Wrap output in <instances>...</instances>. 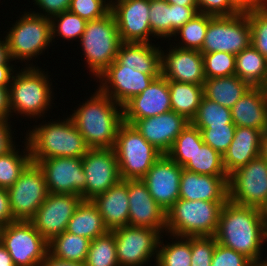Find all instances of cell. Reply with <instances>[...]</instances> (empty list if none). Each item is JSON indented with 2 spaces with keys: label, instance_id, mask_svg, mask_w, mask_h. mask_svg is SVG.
Instances as JSON below:
<instances>
[{
  "label": "cell",
  "instance_id": "cell-1",
  "mask_svg": "<svg viewBox=\"0 0 267 266\" xmlns=\"http://www.w3.org/2000/svg\"><path fill=\"white\" fill-rule=\"evenodd\" d=\"M263 229L259 208L228 200L222 207L214 238L217 243L256 262L264 257Z\"/></svg>",
  "mask_w": 267,
  "mask_h": 266
},
{
  "label": "cell",
  "instance_id": "cell-2",
  "mask_svg": "<svg viewBox=\"0 0 267 266\" xmlns=\"http://www.w3.org/2000/svg\"><path fill=\"white\" fill-rule=\"evenodd\" d=\"M94 91L72 110L69 117L89 149L113 148L119 126L123 123V106L98 88Z\"/></svg>",
  "mask_w": 267,
  "mask_h": 266
},
{
  "label": "cell",
  "instance_id": "cell-3",
  "mask_svg": "<svg viewBox=\"0 0 267 266\" xmlns=\"http://www.w3.org/2000/svg\"><path fill=\"white\" fill-rule=\"evenodd\" d=\"M20 67L8 87L11 118L15 115V117L21 116L20 120L27 117L28 120L30 118V121L35 120L37 123L36 120L47 117V111L53 109L52 106L55 105L53 81L48 71H43L38 65L23 66L21 69Z\"/></svg>",
  "mask_w": 267,
  "mask_h": 266
},
{
  "label": "cell",
  "instance_id": "cell-4",
  "mask_svg": "<svg viewBox=\"0 0 267 266\" xmlns=\"http://www.w3.org/2000/svg\"><path fill=\"white\" fill-rule=\"evenodd\" d=\"M63 119H45L24 132L32 161L54 157L82 158L89 150L83 136L66 115ZM45 120V121H44ZM55 120V121H54Z\"/></svg>",
  "mask_w": 267,
  "mask_h": 266
},
{
  "label": "cell",
  "instance_id": "cell-5",
  "mask_svg": "<svg viewBox=\"0 0 267 266\" xmlns=\"http://www.w3.org/2000/svg\"><path fill=\"white\" fill-rule=\"evenodd\" d=\"M31 10L30 8L29 11H24L15 23L11 24L10 29L4 32L7 33L5 36L11 59L17 62L16 64L20 61L26 62L24 67H36L33 61L54 45L50 18L35 14Z\"/></svg>",
  "mask_w": 267,
  "mask_h": 266
},
{
  "label": "cell",
  "instance_id": "cell-6",
  "mask_svg": "<svg viewBox=\"0 0 267 266\" xmlns=\"http://www.w3.org/2000/svg\"><path fill=\"white\" fill-rule=\"evenodd\" d=\"M226 202L179 198L166 212V234L178 237L214 236Z\"/></svg>",
  "mask_w": 267,
  "mask_h": 266
},
{
  "label": "cell",
  "instance_id": "cell-7",
  "mask_svg": "<svg viewBox=\"0 0 267 266\" xmlns=\"http://www.w3.org/2000/svg\"><path fill=\"white\" fill-rule=\"evenodd\" d=\"M84 56V67L95 79L116 59L121 39L115 17L110 11L102 18L87 21L85 31L78 41ZM93 75V76H92ZM95 76V78H94Z\"/></svg>",
  "mask_w": 267,
  "mask_h": 266
},
{
  "label": "cell",
  "instance_id": "cell-8",
  "mask_svg": "<svg viewBox=\"0 0 267 266\" xmlns=\"http://www.w3.org/2000/svg\"><path fill=\"white\" fill-rule=\"evenodd\" d=\"M113 150L121 180L142 179L162 156L133 125L125 122L119 126Z\"/></svg>",
  "mask_w": 267,
  "mask_h": 266
},
{
  "label": "cell",
  "instance_id": "cell-9",
  "mask_svg": "<svg viewBox=\"0 0 267 266\" xmlns=\"http://www.w3.org/2000/svg\"><path fill=\"white\" fill-rule=\"evenodd\" d=\"M0 242L15 266H40L48 253V241L31 221L16 220L0 227Z\"/></svg>",
  "mask_w": 267,
  "mask_h": 266
},
{
  "label": "cell",
  "instance_id": "cell-10",
  "mask_svg": "<svg viewBox=\"0 0 267 266\" xmlns=\"http://www.w3.org/2000/svg\"><path fill=\"white\" fill-rule=\"evenodd\" d=\"M251 44V26L247 13L215 16L208 24L201 53L238 54Z\"/></svg>",
  "mask_w": 267,
  "mask_h": 266
},
{
  "label": "cell",
  "instance_id": "cell-11",
  "mask_svg": "<svg viewBox=\"0 0 267 266\" xmlns=\"http://www.w3.org/2000/svg\"><path fill=\"white\" fill-rule=\"evenodd\" d=\"M228 200L261 208L267 201V160L261 156L239 167L228 177Z\"/></svg>",
  "mask_w": 267,
  "mask_h": 266
},
{
  "label": "cell",
  "instance_id": "cell-12",
  "mask_svg": "<svg viewBox=\"0 0 267 266\" xmlns=\"http://www.w3.org/2000/svg\"><path fill=\"white\" fill-rule=\"evenodd\" d=\"M112 232L119 266H146L156 261L162 236L159 231L127 225Z\"/></svg>",
  "mask_w": 267,
  "mask_h": 266
},
{
  "label": "cell",
  "instance_id": "cell-13",
  "mask_svg": "<svg viewBox=\"0 0 267 266\" xmlns=\"http://www.w3.org/2000/svg\"><path fill=\"white\" fill-rule=\"evenodd\" d=\"M7 190L13 218L22 221H30L49 194L44 173L34 162L25 168Z\"/></svg>",
  "mask_w": 267,
  "mask_h": 266
},
{
  "label": "cell",
  "instance_id": "cell-14",
  "mask_svg": "<svg viewBox=\"0 0 267 266\" xmlns=\"http://www.w3.org/2000/svg\"><path fill=\"white\" fill-rule=\"evenodd\" d=\"M160 75H148L121 65L116 59L95 79L103 94L123 106ZM98 81V82H97Z\"/></svg>",
  "mask_w": 267,
  "mask_h": 266
},
{
  "label": "cell",
  "instance_id": "cell-15",
  "mask_svg": "<svg viewBox=\"0 0 267 266\" xmlns=\"http://www.w3.org/2000/svg\"><path fill=\"white\" fill-rule=\"evenodd\" d=\"M82 167L86 176L82 201L94 200L121 180L113 148L89 149L82 157Z\"/></svg>",
  "mask_w": 267,
  "mask_h": 266
},
{
  "label": "cell",
  "instance_id": "cell-16",
  "mask_svg": "<svg viewBox=\"0 0 267 266\" xmlns=\"http://www.w3.org/2000/svg\"><path fill=\"white\" fill-rule=\"evenodd\" d=\"M32 162L43 171L50 193L85 196L86 176L82 158L54 157Z\"/></svg>",
  "mask_w": 267,
  "mask_h": 266
},
{
  "label": "cell",
  "instance_id": "cell-17",
  "mask_svg": "<svg viewBox=\"0 0 267 266\" xmlns=\"http://www.w3.org/2000/svg\"><path fill=\"white\" fill-rule=\"evenodd\" d=\"M111 12L115 17L121 42L155 41L149 24L150 0H114Z\"/></svg>",
  "mask_w": 267,
  "mask_h": 266
},
{
  "label": "cell",
  "instance_id": "cell-18",
  "mask_svg": "<svg viewBox=\"0 0 267 266\" xmlns=\"http://www.w3.org/2000/svg\"><path fill=\"white\" fill-rule=\"evenodd\" d=\"M81 201L82 198L79 195L49 192L30 221L49 242L56 235L66 231L68 222Z\"/></svg>",
  "mask_w": 267,
  "mask_h": 266
},
{
  "label": "cell",
  "instance_id": "cell-19",
  "mask_svg": "<svg viewBox=\"0 0 267 266\" xmlns=\"http://www.w3.org/2000/svg\"><path fill=\"white\" fill-rule=\"evenodd\" d=\"M169 44V45H168ZM161 47V75L167 80L204 85L203 56L199 50L183 49L167 43Z\"/></svg>",
  "mask_w": 267,
  "mask_h": 266
},
{
  "label": "cell",
  "instance_id": "cell-20",
  "mask_svg": "<svg viewBox=\"0 0 267 266\" xmlns=\"http://www.w3.org/2000/svg\"><path fill=\"white\" fill-rule=\"evenodd\" d=\"M182 169L166 154H162L141 179L146 184L150 195L166 212L179 199Z\"/></svg>",
  "mask_w": 267,
  "mask_h": 266
},
{
  "label": "cell",
  "instance_id": "cell-21",
  "mask_svg": "<svg viewBox=\"0 0 267 266\" xmlns=\"http://www.w3.org/2000/svg\"><path fill=\"white\" fill-rule=\"evenodd\" d=\"M129 226L155 229L166 234V211L150 195L141 179L128 180Z\"/></svg>",
  "mask_w": 267,
  "mask_h": 266
},
{
  "label": "cell",
  "instance_id": "cell-22",
  "mask_svg": "<svg viewBox=\"0 0 267 266\" xmlns=\"http://www.w3.org/2000/svg\"><path fill=\"white\" fill-rule=\"evenodd\" d=\"M170 110L168 80L160 75L140 94L123 105V122L132 124L135 120L157 116Z\"/></svg>",
  "mask_w": 267,
  "mask_h": 266
},
{
  "label": "cell",
  "instance_id": "cell-23",
  "mask_svg": "<svg viewBox=\"0 0 267 266\" xmlns=\"http://www.w3.org/2000/svg\"><path fill=\"white\" fill-rule=\"evenodd\" d=\"M190 123L182 115L170 110L166 113L135 120L133 125L147 142L153 145L162 154H167L176 137Z\"/></svg>",
  "mask_w": 267,
  "mask_h": 266
},
{
  "label": "cell",
  "instance_id": "cell-24",
  "mask_svg": "<svg viewBox=\"0 0 267 266\" xmlns=\"http://www.w3.org/2000/svg\"><path fill=\"white\" fill-rule=\"evenodd\" d=\"M228 177L198 174L183 168L179 198L189 201H228Z\"/></svg>",
  "mask_w": 267,
  "mask_h": 266
},
{
  "label": "cell",
  "instance_id": "cell-25",
  "mask_svg": "<svg viewBox=\"0 0 267 266\" xmlns=\"http://www.w3.org/2000/svg\"><path fill=\"white\" fill-rule=\"evenodd\" d=\"M236 127L267 129V91L264 87H250L231 108Z\"/></svg>",
  "mask_w": 267,
  "mask_h": 266
},
{
  "label": "cell",
  "instance_id": "cell-26",
  "mask_svg": "<svg viewBox=\"0 0 267 266\" xmlns=\"http://www.w3.org/2000/svg\"><path fill=\"white\" fill-rule=\"evenodd\" d=\"M92 202L97 206L108 231L124 227L129 221L128 180H120Z\"/></svg>",
  "mask_w": 267,
  "mask_h": 266
},
{
  "label": "cell",
  "instance_id": "cell-27",
  "mask_svg": "<svg viewBox=\"0 0 267 266\" xmlns=\"http://www.w3.org/2000/svg\"><path fill=\"white\" fill-rule=\"evenodd\" d=\"M262 134V131L255 128L236 127L234 138L223 155L228 175L260 156Z\"/></svg>",
  "mask_w": 267,
  "mask_h": 266
},
{
  "label": "cell",
  "instance_id": "cell-28",
  "mask_svg": "<svg viewBox=\"0 0 267 266\" xmlns=\"http://www.w3.org/2000/svg\"><path fill=\"white\" fill-rule=\"evenodd\" d=\"M154 43L122 42L116 60L148 75H161V46Z\"/></svg>",
  "mask_w": 267,
  "mask_h": 266
},
{
  "label": "cell",
  "instance_id": "cell-29",
  "mask_svg": "<svg viewBox=\"0 0 267 266\" xmlns=\"http://www.w3.org/2000/svg\"><path fill=\"white\" fill-rule=\"evenodd\" d=\"M67 232L93 240L108 232L99 209L92 201H81L67 225Z\"/></svg>",
  "mask_w": 267,
  "mask_h": 266
},
{
  "label": "cell",
  "instance_id": "cell-30",
  "mask_svg": "<svg viewBox=\"0 0 267 266\" xmlns=\"http://www.w3.org/2000/svg\"><path fill=\"white\" fill-rule=\"evenodd\" d=\"M250 87L236 75L206 78L203 85L204 96L207 99L230 109Z\"/></svg>",
  "mask_w": 267,
  "mask_h": 266
},
{
  "label": "cell",
  "instance_id": "cell-31",
  "mask_svg": "<svg viewBox=\"0 0 267 266\" xmlns=\"http://www.w3.org/2000/svg\"><path fill=\"white\" fill-rule=\"evenodd\" d=\"M235 75L251 87L267 86V59L252 44L235 55Z\"/></svg>",
  "mask_w": 267,
  "mask_h": 266
},
{
  "label": "cell",
  "instance_id": "cell-32",
  "mask_svg": "<svg viewBox=\"0 0 267 266\" xmlns=\"http://www.w3.org/2000/svg\"><path fill=\"white\" fill-rule=\"evenodd\" d=\"M168 86L171 109L191 122L204 97L203 85L168 80Z\"/></svg>",
  "mask_w": 267,
  "mask_h": 266
},
{
  "label": "cell",
  "instance_id": "cell-33",
  "mask_svg": "<svg viewBox=\"0 0 267 266\" xmlns=\"http://www.w3.org/2000/svg\"><path fill=\"white\" fill-rule=\"evenodd\" d=\"M91 240L64 231L48 242V252L56 258L85 263Z\"/></svg>",
  "mask_w": 267,
  "mask_h": 266
},
{
  "label": "cell",
  "instance_id": "cell-34",
  "mask_svg": "<svg viewBox=\"0 0 267 266\" xmlns=\"http://www.w3.org/2000/svg\"><path fill=\"white\" fill-rule=\"evenodd\" d=\"M164 235L169 236L166 237L168 240L169 238L172 240L168 242L163 239V237H165ZM161 239L158 245L157 263L161 266H191V237L162 234Z\"/></svg>",
  "mask_w": 267,
  "mask_h": 266
},
{
  "label": "cell",
  "instance_id": "cell-35",
  "mask_svg": "<svg viewBox=\"0 0 267 266\" xmlns=\"http://www.w3.org/2000/svg\"><path fill=\"white\" fill-rule=\"evenodd\" d=\"M22 145H16L10 152L0 156V188H10L32 162L26 139ZM20 146L23 147L20 151ZM19 147V148H18Z\"/></svg>",
  "mask_w": 267,
  "mask_h": 266
},
{
  "label": "cell",
  "instance_id": "cell-36",
  "mask_svg": "<svg viewBox=\"0 0 267 266\" xmlns=\"http://www.w3.org/2000/svg\"><path fill=\"white\" fill-rule=\"evenodd\" d=\"M214 16L199 13L185 25L179 28L173 35V42L179 48L201 50L209 21ZM178 37V38H177ZM178 39V40H177ZM176 41V43L174 42ZM178 41V42H177Z\"/></svg>",
  "mask_w": 267,
  "mask_h": 266
},
{
  "label": "cell",
  "instance_id": "cell-37",
  "mask_svg": "<svg viewBox=\"0 0 267 266\" xmlns=\"http://www.w3.org/2000/svg\"><path fill=\"white\" fill-rule=\"evenodd\" d=\"M204 144L201 131L189 123L176 137L171 150L166 154L182 168L190 161L194 153Z\"/></svg>",
  "mask_w": 267,
  "mask_h": 266
},
{
  "label": "cell",
  "instance_id": "cell-38",
  "mask_svg": "<svg viewBox=\"0 0 267 266\" xmlns=\"http://www.w3.org/2000/svg\"><path fill=\"white\" fill-rule=\"evenodd\" d=\"M185 170L211 176H229L224 168L223 156L209 145L198 147Z\"/></svg>",
  "mask_w": 267,
  "mask_h": 266
},
{
  "label": "cell",
  "instance_id": "cell-39",
  "mask_svg": "<svg viewBox=\"0 0 267 266\" xmlns=\"http://www.w3.org/2000/svg\"><path fill=\"white\" fill-rule=\"evenodd\" d=\"M86 266H119L117 260L115 236L108 231L90 242Z\"/></svg>",
  "mask_w": 267,
  "mask_h": 266
},
{
  "label": "cell",
  "instance_id": "cell-40",
  "mask_svg": "<svg viewBox=\"0 0 267 266\" xmlns=\"http://www.w3.org/2000/svg\"><path fill=\"white\" fill-rule=\"evenodd\" d=\"M202 131L207 126H225L234 124L231 117V109L224 107L205 96L197 109L194 118L190 122Z\"/></svg>",
  "mask_w": 267,
  "mask_h": 266
},
{
  "label": "cell",
  "instance_id": "cell-41",
  "mask_svg": "<svg viewBox=\"0 0 267 266\" xmlns=\"http://www.w3.org/2000/svg\"><path fill=\"white\" fill-rule=\"evenodd\" d=\"M50 21L53 43L56 40L55 38L57 40L62 38V40L68 42L79 41L87 23L85 19L69 11L52 16Z\"/></svg>",
  "mask_w": 267,
  "mask_h": 266
},
{
  "label": "cell",
  "instance_id": "cell-42",
  "mask_svg": "<svg viewBox=\"0 0 267 266\" xmlns=\"http://www.w3.org/2000/svg\"><path fill=\"white\" fill-rule=\"evenodd\" d=\"M149 24L157 40L171 41L172 4L166 0H150Z\"/></svg>",
  "mask_w": 267,
  "mask_h": 266
},
{
  "label": "cell",
  "instance_id": "cell-43",
  "mask_svg": "<svg viewBox=\"0 0 267 266\" xmlns=\"http://www.w3.org/2000/svg\"><path fill=\"white\" fill-rule=\"evenodd\" d=\"M206 78L235 75V55L227 52L202 53Z\"/></svg>",
  "mask_w": 267,
  "mask_h": 266
},
{
  "label": "cell",
  "instance_id": "cell-44",
  "mask_svg": "<svg viewBox=\"0 0 267 266\" xmlns=\"http://www.w3.org/2000/svg\"><path fill=\"white\" fill-rule=\"evenodd\" d=\"M251 26V44L267 59V7L247 12Z\"/></svg>",
  "mask_w": 267,
  "mask_h": 266
},
{
  "label": "cell",
  "instance_id": "cell-45",
  "mask_svg": "<svg viewBox=\"0 0 267 266\" xmlns=\"http://www.w3.org/2000/svg\"><path fill=\"white\" fill-rule=\"evenodd\" d=\"M235 130V124H225V126H207L201 133L204 144L223 156L234 138Z\"/></svg>",
  "mask_w": 267,
  "mask_h": 266
},
{
  "label": "cell",
  "instance_id": "cell-46",
  "mask_svg": "<svg viewBox=\"0 0 267 266\" xmlns=\"http://www.w3.org/2000/svg\"><path fill=\"white\" fill-rule=\"evenodd\" d=\"M68 11L91 21L107 15L111 6L105 0H71Z\"/></svg>",
  "mask_w": 267,
  "mask_h": 266
},
{
  "label": "cell",
  "instance_id": "cell-47",
  "mask_svg": "<svg viewBox=\"0 0 267 266\" xmlns=\"http://www.w3.org/2000/svg\"><path fill=\"white\" fill-rule=\"evenodd\" d=\"M216 244L214 236L191 237V266H211Z\"/></svg>",
  "mask_w": 267,
  "mask_h": 266
},
{
  "label": "cell",
  "instance_id": "cell-48",
  "mask_svg": "<svg viewBox=\"0 0 267 266\" xmlns=\"http://www.w3.org/2000/svg\"><path fill=\"white\" fill-rule=\"evenodd\" d=\"M252 263L243 254L217 243L213 252L211 266H252Z\"/></svg>",
  "mask_w": 267,
  "mask_h": 266
},
{
  "label": "cell",
  "instance_id": "cell-49",
  "mask_svg": "<svg viewBox=\"0 0 267 266\" xmlns=\"http://www.w3.org/2000/svg\"><path fill=\"white\" fill-rule=\"evenodd\" d=\"M199 13L212 16H233L240 13L230 0H197Z\"/></svg>",
  "mask_w": 267,
  "mask_h": 266
},
{
  "label": "cell",
  "instance_id": "cell-50",
  "mask_svg": "<svg viewBox=\"0 0 267 266\" xmlns=\"http://www.w3.org/2000/svg\"><path fill=\"white\" fill-rule=\"evenodd\" d=\"M32 3L34 4L32 6L34 10L37 7L39 12L34 10L31 12L51 18L54 15L68 11L71 0H32Z\"/></svg>",
  "mask_w": 267,
  "mask_h": 266
},
{
  "label": "cell",
  "instance_id": "cell-51",
  "mask_svg": "<svg viewBox=\"0 0 267 266\" xmlns=\"http://www.w3.org/2000/svg\"><path fill=\"white\" fill-rule=\"evenodd\" d=\"M199 14L198 6H179L172 4V37L189 20Z\"/></svg>",
  "mask_w": 267,
  "mask_h": 266
},
{
  "label": "cell",
  "instance_id": "cell-52",
  "mask_svg": "<svg viewBox=\"0 0 267 266\" xmlns=\"http://www.w3.org/2000/svg\"><path fill=\"white\" fill-rule=\"evenodd\" d=\"M11 120L0 117V156L7 154L17 145L15 139L19 137L14 138L16 129L12 128L14 123Z\"/></svg>",
  "mask_w": 267,
  "mask_h": 266
},
{
  "label": "cell",
  "instance_id": "cell-53",
  "mask_svg": "<svg viewBox=\"0 0 267 266\" xmlns=\"http://www.w3.org/2000/svg\"><path fill=\"white\" fill-rule=\"evenodd\" d=\"M13 221L16 220L11 212L8 190L0 188V227L6 226Z\"/></svg>",
  "mask_w": 267,
  "mask_h": 266
},
{
  "label": "cell",
  "instance_id": "cell-54",
  "mask_svg": "<svg viewBox=\"0 0 267 266\" xmlns=\"http://www.w3.org/2000/svg\"><path fill=\"white\" fill-rule=\"evenodd\" d=\"M230 2L240 13L267 7V0H230Z\"/></svg>",
  "mask_w": 267,
  "mask_h": 266
},
{
  "label": "cell",
  "instance_id": "cell-55",
  "mask_svg": "<svg viewBox=\"0 0 267 266\" xmlns=\"http://www.w3.org/2000/svg\"><path fill=\"white\" fill-rule=\"evenodd\" d=\"M17 67L15 62L14 64H0V86H10L15 72L19 69Z\"/></svg>",
  "mask_w": 267,
  "mask_h": 266
},
{
  "label": "cell",
  "instance_id": "cell-56",
  "mask_svg": "<svg viewBox=\"0 0 267 266\" xmlns=\"http://www.w3.org/2000/svg\"><path fill=\"white\" fill-rule=\"evenodd\" d=\"M9 86H0V117L11 118L9 103Z\"/></svg>",
  "mask_w": 267,
  "mask_h": 266
},
{
  "label": "cell",
  "instance_id": "cell-57",
  "mask_svg": "<svg viewBox=\"0 0 267 266\" xmlns=\"http://www.w3.org/2000/svg\"><path fill=\"white\" fill-rule=\"evenodd\" d=\"M40 266H86L83 262H73L54 257L49 252Z\"/></svg>",
  "mask_w": 267,
  "mask_h": 266
},
{
  "label": "cell",
  "instance_id": "cell-58",
  "mask_svg": "<svg viewBox=\"0 0 267 266\" xmlns=\"http://www.w3.org/2000/svg\"><path fill=\"white\" fill-rule=\"evenodd\" d=\"M14 62L9 54L8 43L4 34L3 38H0V64H11Z\"/></svg>",
  "mask_w": 267,
  "mask_h": 266
},
{
  "label": "cell",
  "instance_id": "cell-59",
  "mask_svg": "<svg viewBox=\"0 0 267 266\" xmlns=\"http://www.w3.org/2000/svg\"><path fill=\"white\" fill-rule=\"evenodd\" d=\"M0 266H15L9 252L1 242H0Z\"/></svg>",
  "mask_w": 267,
  "mask_h": 266
},
{
  "label": "cell",
  "instance_id": "cell-60",
  "mask_svg": "<svg viewBox=\"0 0 267 266\" xmlns=\"http://www.w3.org/2000/svg\"><path fill=\"white\" fill-rule=\"evenodd\" d=\"M260 156L267 160V129L262 134Z\"/></svg>",
  "mask_w": 267,
  "mask_h": 266
},
{
  "label": "cell",
  "instance_id": "cell-61",
  "mask_svg": "<svg viewBox=\"0 0 267 266\" xmlns=\"http://www.w3.org/2000/svg\"><path fill=\"white\" fill-rule=\"evenodd\" d=\"M169 4H178L179 6H198L197 0H166Z\"/></svg>",
  "mask_w": 267,
  "mask_h": 266
},
{
  "label": "cell",
  "instance_id": "cell-62",
  "mask_svg": "<svg viewBox=\"0 0 267 266\" xmlns=\"http://www.w3.org/2000/svg\"><path fill=\"white\" fill-rule=\"evenodd\" d=\"M261 210V216L263 222H267V201L266 203L260 208Z\"/></svg>",
  "mask_w": 267,
  "mask_h": 266
},
{
  "label": "cell",
  "instance_id": "cell-63",
  "mask_svg": "<svg viewBox=\"0 0 267 266\" xmlns=\"http://www.w3.org/2000/svg\"><path fill=\"white\" fill-rule=\"evenodd\" d=\"M252 266H267V257L252 263Z\"/></svg>",
  "mask_w": 267,
  "mask_h": 266
},
{
  "label": "cell",
  "instance_id": "cell-64",
  "mask_svg": "<svg viewBox=\"0 0 267 266\" xmlns=\"http://www.w3.org/2000/svg\"><path fill=\"white\" fill-rule=\"evenodd\" d=\"M264 229H263V236H264V244L267 246V222H263Z\"/></svg>",
  "mask_w": 267,
  "mask_h": 266
},
{
  "label": "cell",
  "instance_id": "cell-65",
  "mask_svg": "<svg viewBox=\"0 0 267 266\" xmlns=\"http://www.w3.org/2000/svg\"><path fill=\"white\" fill-rule=\"evenodd\" d=\"M148 265H149V266H152V265H153V266H161L159 263H157V261H155V263H153V264H152V263L147 264V266H148Z\"/></svg>",
  "mask_w": 267,
  "mask_h": 266
},
{
  "label": "cell",
  "instance_id": "cell-66",
  "mask_svg": "<svg viewBox=\"0 0 267 266\" xmlns=\"http://www.w3.org/2000/svg\"><path fill=\"white\" fill-rule=\"evenodd\" d=\"M110 6L114 0H105Z\"/></svg>",
  "mask_w": 267,
  "mask_h": 266
}]
</instances>
